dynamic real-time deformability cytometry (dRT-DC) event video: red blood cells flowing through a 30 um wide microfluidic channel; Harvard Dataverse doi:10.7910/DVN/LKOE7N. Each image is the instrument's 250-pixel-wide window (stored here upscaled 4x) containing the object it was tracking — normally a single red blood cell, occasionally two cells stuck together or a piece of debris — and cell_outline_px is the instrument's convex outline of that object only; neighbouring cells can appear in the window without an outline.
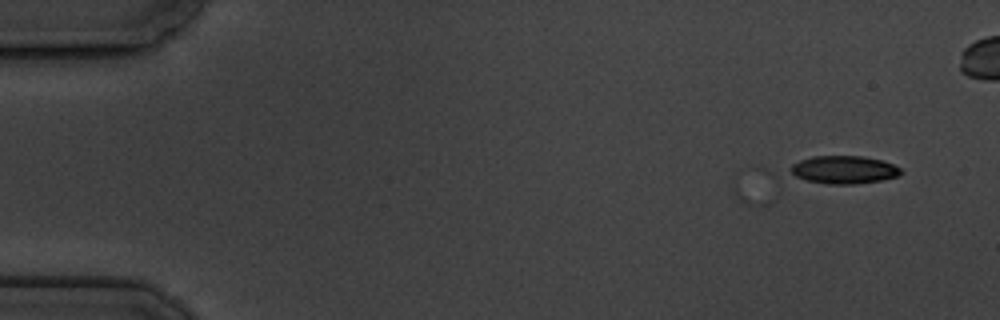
{"species": "common noctule bat (a hibernating species)", "species_latin": "Nyctalus noctula", "temperature_condition": "cold", "stored_images_in_passage": 7, "camera_frame_rate_fps": 3000, "um_per_image_px": 0.085, "animal": {"sex": "male", "body_mass_g": 19.5, "forearm_length_mm": 54.6}, "frame": {"image": 1, "passage_image": 1, "time_ms": 0.0, "image_size_px": [1000, 320], "cell_outline_px": [[904, 172], [896, 176], [880, 180], [856, 184], [828, 184], [776, 180], [756, 168], [812, 156], [864, 156], [880, 160], [892, 164], [900, 168]], "centroid_in_image_um": [70.76, 14.46], "position_along_channel_um": 14.2, "area_um2": 21.96}}